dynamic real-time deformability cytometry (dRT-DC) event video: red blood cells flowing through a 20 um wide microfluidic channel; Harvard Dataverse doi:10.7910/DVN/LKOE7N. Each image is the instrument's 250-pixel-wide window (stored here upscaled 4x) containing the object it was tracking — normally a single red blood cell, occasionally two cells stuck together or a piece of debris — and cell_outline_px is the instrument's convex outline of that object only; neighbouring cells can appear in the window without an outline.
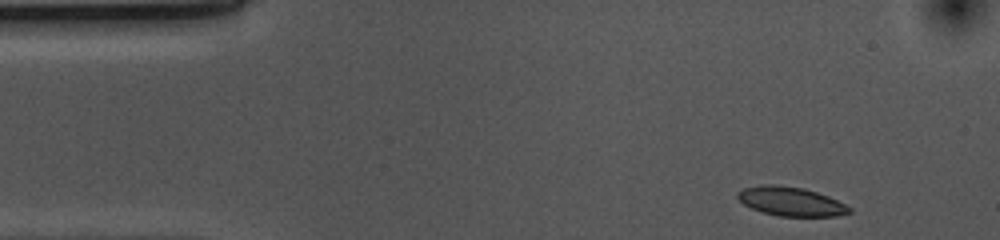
{"species": "common noctule bat (a hibernating species)", "species_latin": "Nyctalus noctula", "temperature_condition": "cold", "stored_images_in_passage": 39, "camera_frame_rate_fps": 3000, "um_per_image_px": 0.085, "animal": {"sex": "female", "body_mass_g": 10.0, "forearm_length_mm": 53.1}, "frame": {"image": 1, "passage_image": 1, "time_ms": 0.0, "image_size_px": [1000, 240], "cell_outline_px": [[852, 212], [836, 216], [780, 216], [764, 212], [752, 208], [744, 204], [736, 196], [736, 192], [744, 188], [764, 184], [772, 184], [804, 188], [828, 196], [852, 208]], "centroid_in_image_um": [67.22, 17.12], "position_along_channel_um": 17.8, "area_um2": 18.73}}
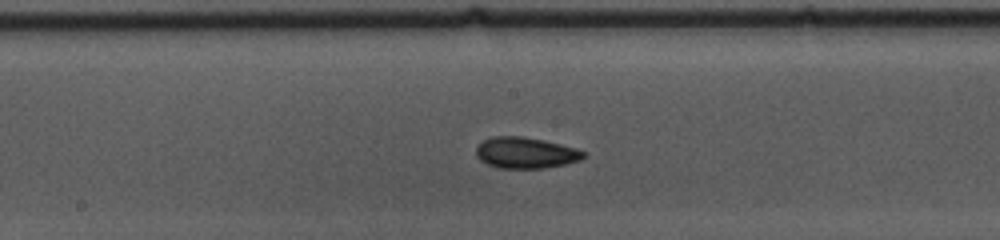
{"frame": {"image": 2, "passage_image": 22, "time_ms": 7.0, "image_size_px": [1000, 240], "cell_outline_px": [[584, 156], [580, 160], [564, 164], [544, 168], [500, 168], [488, 164], [480, 160], [476, 156], [476, 148], [480, 140], [492, 136], [520, 136], [544, 140], [576, 148], [584, 152]], "centroid_in_image_um": [44.62, 12.98], "position_along_channel_um": 203.6, "area_um2": 19.48}}
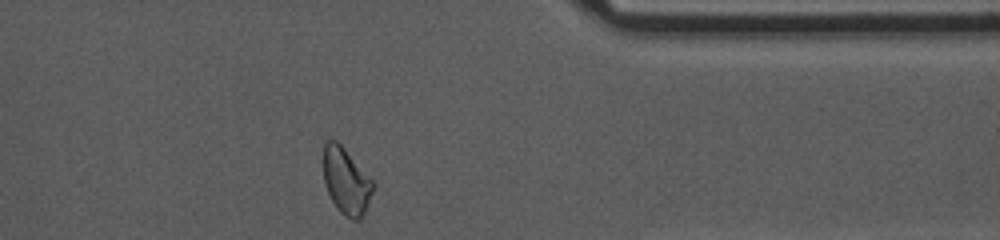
{"frame": {"image": 3, "passage_image": 38, "time_ms": 12.333, "image_size_px": [1000, 240], "cell_outline_px": [[372, 192], [364, 212], [360, 220], [352, 220], [344, 216], [336, 208], [324, 184], [324, 144], [328, 140], [336, 140], [344, 148], [372, 180]], "centroid_in_image_um": [29.4, 15.42], "position_along_channel_um": 382.0, "area_um2": 18.79}, "authors_computed_cell_mechanics": {"area_um2": 19.2474, "velocity_mm_per_s": 3.6727, "shape_relaxation_time_tau1_ms": 4.8799, "shape_relaxation_time_tau2_ms": 3.0679, "deformation_change_tau1": 0.1128, "deformation_change_tau2": 0.0815}}